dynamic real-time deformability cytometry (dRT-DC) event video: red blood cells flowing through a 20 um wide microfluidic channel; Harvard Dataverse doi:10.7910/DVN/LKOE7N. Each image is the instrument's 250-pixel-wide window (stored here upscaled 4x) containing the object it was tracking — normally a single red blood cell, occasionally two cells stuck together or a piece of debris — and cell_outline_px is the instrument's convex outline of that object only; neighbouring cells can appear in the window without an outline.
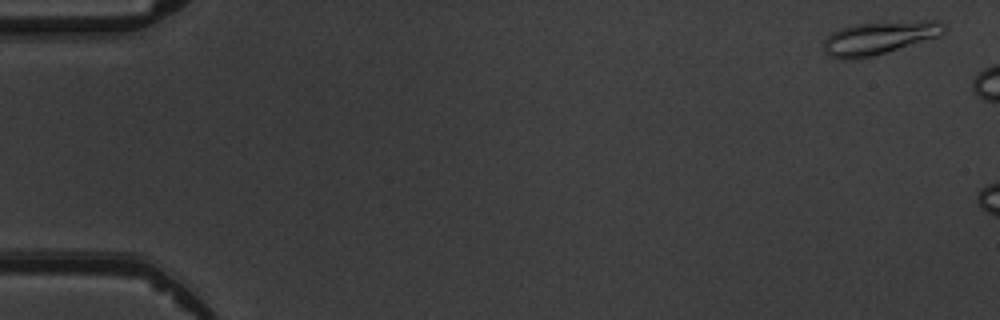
{"species": "common noctule bat (a hibernating species)", "species_latin": "Nyctalus noctula", "temperature_condition": "warm", "stored_images_in_passage": 3, "camera_frame_rate_fps": 3000, "um_per_image_px": 0.085, "animal": {"sex": "male", "body_mass_g": 19.5, "forearm_length_mm": 54.6}, "frame": {"image": 1, "passage_image": 1, "time_ms": 0.0, "image_size_px": [1000, 320], "cell_outline_px": [[948, 28], [940, 36], [872, 56], [844, 60], [828, 56], [824, 52], [824, 40], [832, 32], [840, 28], [852, 24], [920, 20], [940, 20]], "centroid_in_image_um": [74.75, 3.2], "position_along_channel_um": 10.3, "area_um2": 23.29}}